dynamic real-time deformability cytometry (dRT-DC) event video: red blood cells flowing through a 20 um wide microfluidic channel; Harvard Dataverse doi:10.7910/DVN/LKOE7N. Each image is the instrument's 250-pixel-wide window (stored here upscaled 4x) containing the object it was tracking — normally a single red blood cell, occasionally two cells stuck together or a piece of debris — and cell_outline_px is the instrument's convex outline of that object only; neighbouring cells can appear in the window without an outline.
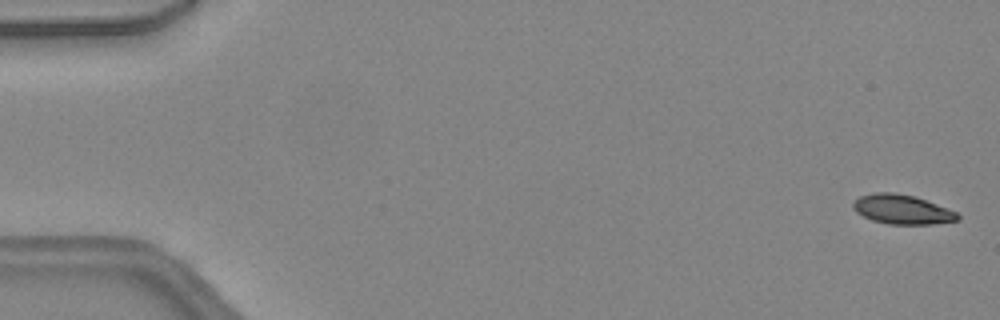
{"species": "common noctule bat (a hibernating species)", "species_latin": "Nyctalus noctula", "temperature_condition": "warm", "stored_images_in_passage": 46, "camera_frame_rate_fps": 3000, "um_per_image_px": 0.085, "animal": {"sex": "female", "body_mass_g": 24.6, "forearm_length_mm": 56.2}, "frame": {"image": 1, "passage_image": 1, "time_ms": 0.0, "image_size_px": [1000, 320], "cell_outline_px": [[960, 220], [932, 224], [888, 224], [872, 220], [856, 212], [852, 208], [852, 204], [860, 196], [876, 192], [896, 192], [912, 196], [924, 200], [956, 212], [960, 216]], "centroid_in_image_um": [76.65, 17.81], "position_along_channel_um": 8.3, "area_um2": 17.69}}
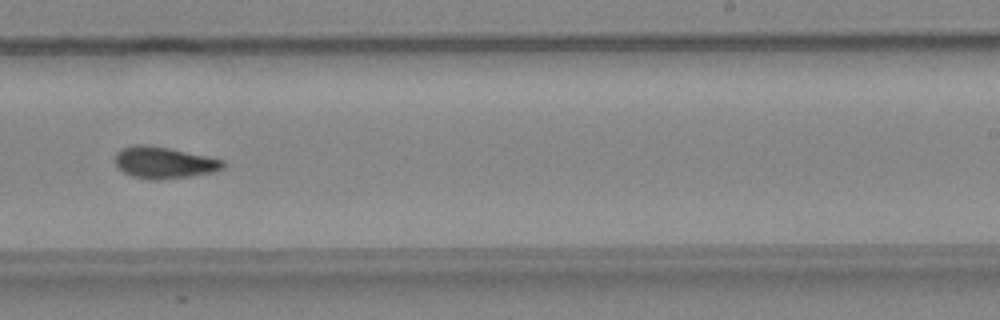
{"frame": {"image": 2, "passage_image": 29, "time_ms": 9.333, "image_size_px": [1000, 320], "cell_outline_px": [[224, 168], [212, 172], [192, 176], [160, 180], [148, 180], [132, 176], [124, 172], [116, 164], [116, 152], [124, 148], [136, 144], [144, 144], [168, 148], [208, 156], [224, 160]], "centroid_in_image_um": [13.96, 13.83], "position_along_channel_um": 275.0, "area_um2": 19.83}}
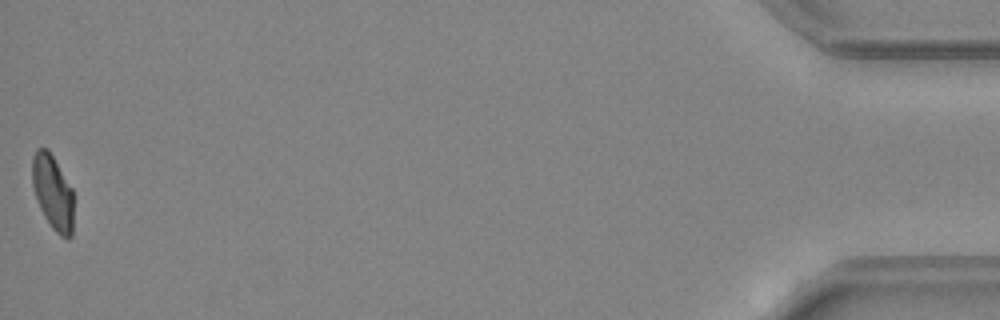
{"frame": {"image": 3, "passage_image": 46, "time_ms": 15.0, "image_size_px": [1000, 320], "cell_outline_px": [[72, 236], [68, 240], [60, 236], [52, 228], [44, 216], [40, 208], [32, 184], [32, 156], [36, 148], [48, 148], [72, 188]], "centroid_in_image_um": [4.47, 16.34], "position_along_channel_um": 430.7, "area_um2": 17.98}, "authors_computed_cell_mechanics": {"area_um2": 19.363, "velocity_mm_per_s": 4.4961, "shape_relaxation_time_tau1_ms": null, "shape_relaxation_time_tau2_ms": 3.0218, "deformation_change_tau1": null, "deformation_change_tau2": 0.1028}}